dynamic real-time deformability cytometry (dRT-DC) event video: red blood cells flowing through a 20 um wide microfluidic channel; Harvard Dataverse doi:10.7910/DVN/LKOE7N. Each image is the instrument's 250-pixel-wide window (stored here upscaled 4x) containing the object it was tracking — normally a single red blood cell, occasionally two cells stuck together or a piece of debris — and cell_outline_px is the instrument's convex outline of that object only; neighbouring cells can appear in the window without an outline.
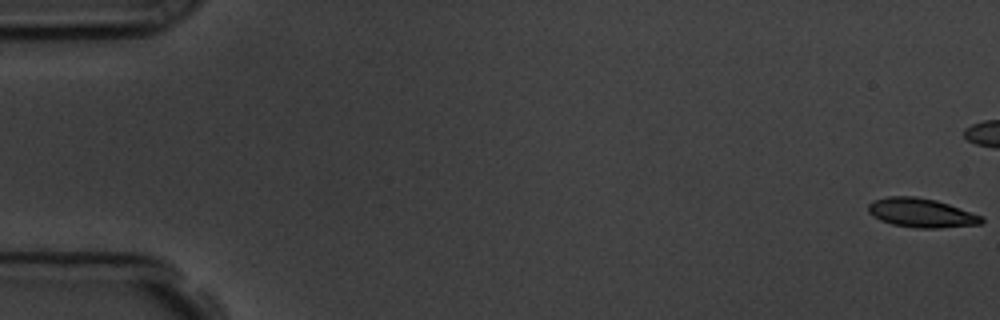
{"species": "common noctule bat (a hibernating species)", "species_latin": "Nyctalus noctula", "temperature_condition": "room temperature", "stored_images_in_passage": 47, "camera_frame_rate_fps": 3000, "um_per_image_px": 0.085, "animal": {"sex": "male", "body_mass_g": 19.5, "forearm_length_mm": 54.6}, "frame": {"image": 1, "passage_image": 1, "time_ms": 0.0, "image_size_px": [1000, 320], "cell_outline_px": [[984, 220], [980, 224], [940, 228], [916, 228], [892, 224], [880, 220], [872, 216], [868, 212], [868, 204], [872, 200], [888, 196], [916, 196], [936, 200], [984, 216]], "centroid_in_image_um": [78.29, 18.09], "position_along_channel_um": 6.7, "area_um2": 19.36}}
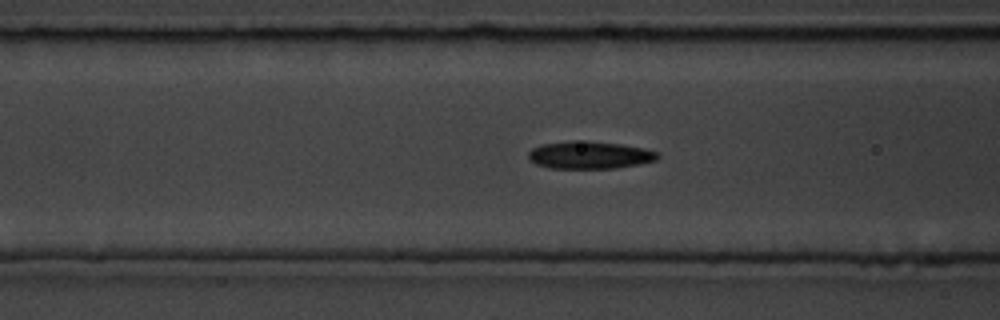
{"frame": {"image": 2, "passage_image": 23, "time_ms": 7.333, "image_size_px": [1000, 320], "cell_outline_px": [[660, 156], [656, 160], [640, 164], [616, 168], [548, 168], [536, 164], [528, 160], [528, 152], [532, 148], [540, 144], [572, 140], [588, 140], [620, 144], [644, 148], [660, 152]], "centroid_in_image_um": [50.1, 13.17], "position_along_channel_um": 116.5, "area_um2": 21.1}}
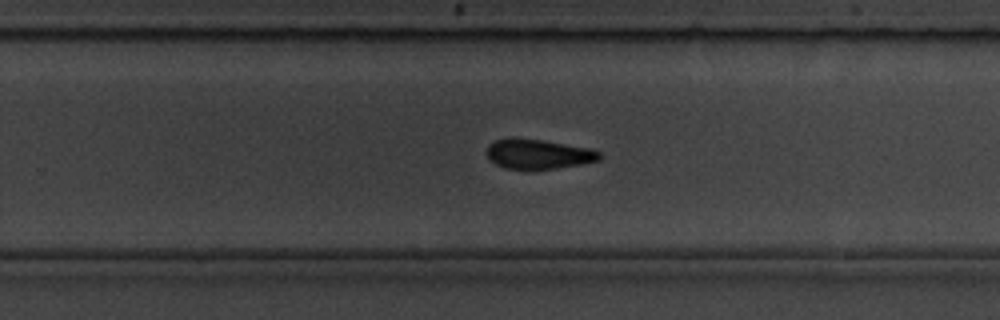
{"frame": {"image": 3, "passage_image": 37, "time_ms": 12.0, "image_size_px": [1000, 320], "cell_outline_px": [[600, 160], [580, 164], [532, 172], [504, 168], [496, 164], [488, 156], [488, 144], [496, 140], [512, 136], [540, 140], [588, 148], [600, 152]], "centroid_in_image_um": [45.7, 13.12], "position_along_channel_um": 284.1, "area_um2": 19.88}}